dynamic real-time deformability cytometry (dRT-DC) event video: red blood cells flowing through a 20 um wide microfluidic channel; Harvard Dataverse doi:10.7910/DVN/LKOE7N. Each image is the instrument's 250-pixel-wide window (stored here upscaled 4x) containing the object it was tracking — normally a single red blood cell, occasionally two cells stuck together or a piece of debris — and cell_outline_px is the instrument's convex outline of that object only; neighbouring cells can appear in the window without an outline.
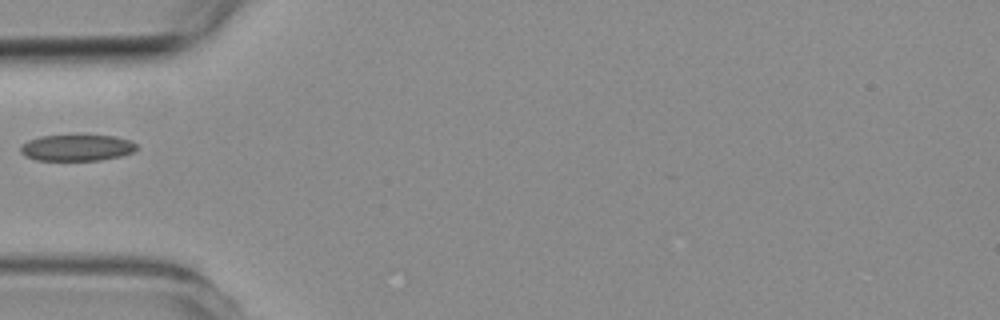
{"species": "common noctule bat (a hibernating species)", "species_latin": "Nyctalus noctula", "temperature_condition": "room temperature", "stored_images_in_passage": 4, "camera_frame_rate_fps": 3000, "um_per_image_px": 0.085, "animal": {"sex": "female", "body_mass_g": 19.3, "forearm_length_mm": 54.1}, "frame": {"image": 1, "passage_image": 4, "time_ms": 4.333, "image_size_px": [1000, 320], "cell_outline_px": [[136, 148], [132, 152], [120, 156], [100, 160], [36, 160], [24, 156], [20, 152], [20, 144], [28, 140], [40, 136], [112, 136], [128, 140], [136, 144]], "centroid_in_image_um": [6.46, 12.57], "position_along_channel_um": 78.5, "area_um2": 17.57}}